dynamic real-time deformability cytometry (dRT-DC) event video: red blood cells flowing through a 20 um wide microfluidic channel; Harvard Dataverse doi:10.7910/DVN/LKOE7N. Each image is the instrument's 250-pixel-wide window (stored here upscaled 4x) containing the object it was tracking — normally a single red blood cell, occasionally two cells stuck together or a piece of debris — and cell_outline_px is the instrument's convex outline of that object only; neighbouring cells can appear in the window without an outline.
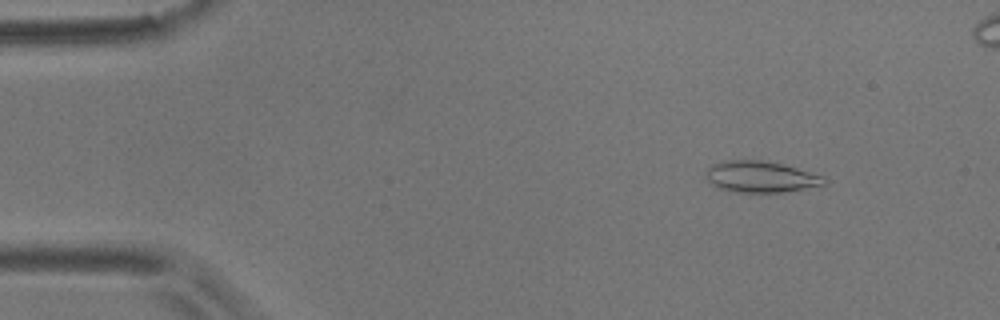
{"species": "common noctule bat (a hibernating species)", "species_latin": "Nyctalus noctula", "temperature_condition": "room temperature", "stored_images_in_passage": 6, "camera_frame_rate_fps": 3000, "um_per_image_px": 0.085, "animal": {"sex": "male", "body_mass_g": 17.9}, "frame": {"image": 1, "passage_image": 2, "time_ms": 0.333, "image_size_px": [1000, 320], "cell_outline_px": [[828, 184], [784, 192], [736, 192], [716, 188], [704, 176], [708, 168], [712, 164], [728, 160], [760, 160], [784, 164], [824, 176], [828, 180]], "centroid_in_image_um": [64.67, 15.03], "position_along_channel_um": 20.3, "area_um2": 21.73}}